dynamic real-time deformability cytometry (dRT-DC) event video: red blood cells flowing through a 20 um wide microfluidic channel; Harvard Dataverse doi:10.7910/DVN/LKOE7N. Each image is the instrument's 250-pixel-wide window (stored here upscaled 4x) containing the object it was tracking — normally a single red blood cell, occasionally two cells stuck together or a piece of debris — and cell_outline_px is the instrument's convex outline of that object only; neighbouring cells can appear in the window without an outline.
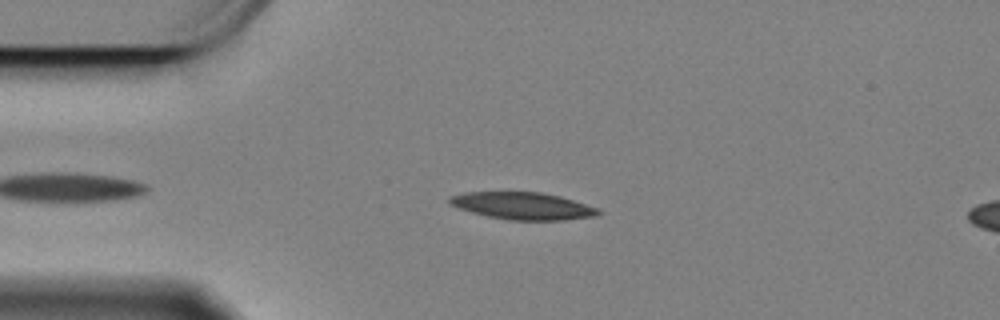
{"species": "Egyptian fruit bat (a non-hibernating species)", "species_latin": "Rousettus aegyptiacus", "temperature_condition": "cold", "stored_images_in_passage": 27, "camera_frame_rate_fps": 3000, "um_per_image_px": 0.085, "animal": {"sex": "female"}, "frame": {"image": 1, "passage_image": 9, "time_ms": 2.667, "image_size_px": [1000, 320], "cell_outline_px": [[604, 212], [596, 216], [564, 220], [508, 220], [488, 216], [472, 212], [460, 208], [452, 204], [448, 200], [448, 196], [464, 192], [540, 192], [560, 196], [596, 208]], "centroid_in_image_um": [44.43, 17.5], "position_along_channel_um": 40.6, "area_um2": 23.41}}
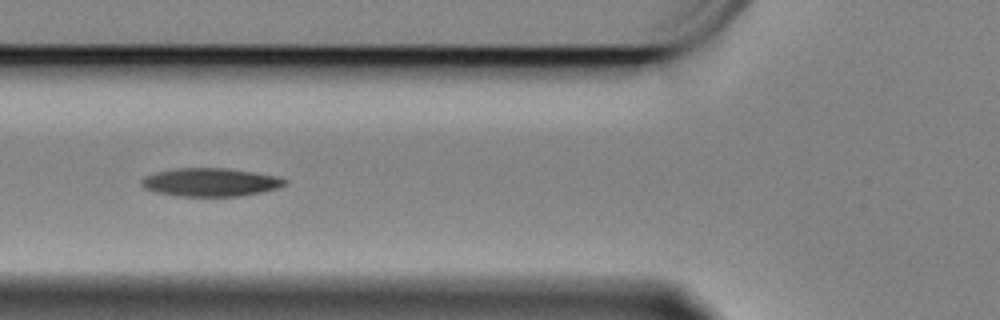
{"frame": {"image": 2, "passage_image": 17, "time_ms": 5.333, "image_size_px": [1000, 320], "cell_outline_px": [[288, 184], [276, 188], [260, 192], [240, 196], [180, 196], [156, 192], [144, 188], [140, 184], [140, 180], [144, 176], [156, 172], [176, 168], [228, 168], [276, 176], [288, 180]], "centroid_in_image_um": [17.86, 15.48], "position_along_channel_um": 107.9, "area_um2": 23.58}}
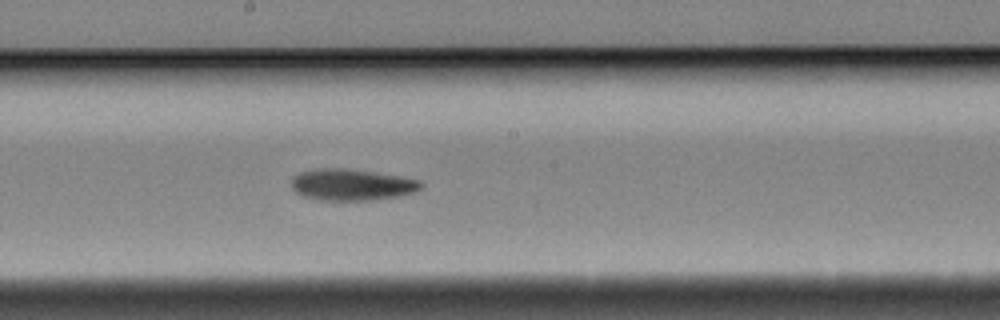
{"frame": {"image": 3, "passage_image": 27, "time_ms": 8.667, "image_size_px": [1000, 320], "cell_outline_px": [[424, 184], [416, 192], [400, 196], [368, 200], [320, 200], [304, 196], [296, 192], [292, 188], [292, 176], [300, 172], [316, 168], [348, 168], [376, 172], [400, 176], [420, 180]], "centroid_in_image_um": [29.91, 15.69], "position_along_channel_um": 218.3, "area_um2": 23.93}}